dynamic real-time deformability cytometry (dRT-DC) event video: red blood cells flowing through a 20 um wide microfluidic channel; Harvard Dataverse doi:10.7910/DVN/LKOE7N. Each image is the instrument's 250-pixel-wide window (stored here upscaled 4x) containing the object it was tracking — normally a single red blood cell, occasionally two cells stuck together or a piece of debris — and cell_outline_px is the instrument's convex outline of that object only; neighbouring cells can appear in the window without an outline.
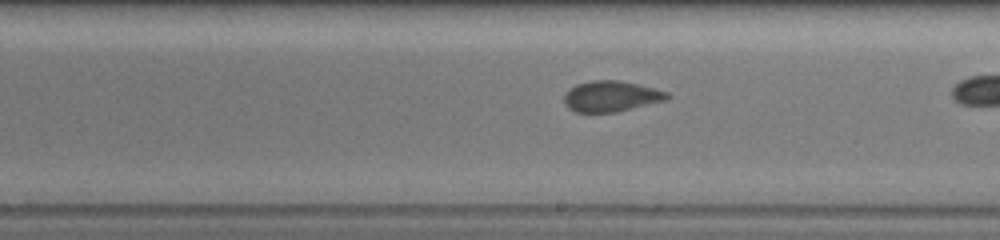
{"species": "common noctule bat (a hibernating species)", "species_latin": "Nyctalus noctula", "temperature_condition": "warm", "stored_images_in_passage": 21, "camera_frame_rate_fps": 3000, "um_per_image_px": 0.085, "animal": {"sex": "female", "body_mass_g": 19.5, "forearm_length_mm": 54.1}, "frame": {"image": 1, "passage_image": 12, "time_ms": 3.333, "image_size_px": [1000, 240], "cell_outline_px": [[668, 96], [664, 100], [616, 112], [576, 112], [568, 108], [564, 104], [564, 96], [576, 84], [592, 80], [620, 80], [668, 92]], "centroid_in_image_um": [51.9, 8.18], "position_along_channel_um": 237.1, "area_um2": 18.09}}
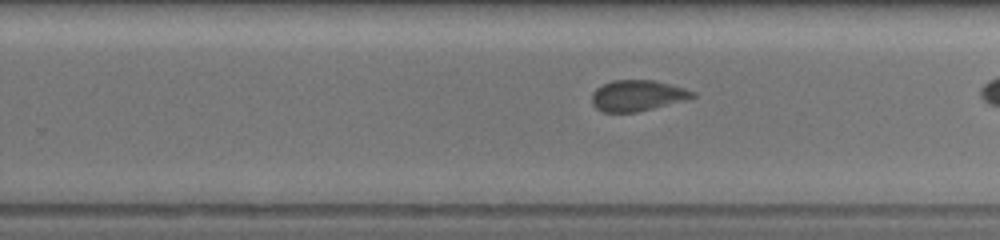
{"frame": {"image": 2, "passage_image": 15, "time_ms": 4.333, "image_size_px": [1000, 240], "cell_outline_px": [[696, 96], [652, 108], [636, 112], [604, 112], [596, 108], [592, 104], [592, 92], [596, 88], [612, 80], [652, 80], [684, 88], [696, 92]], "centroid_in_image_um": [54.12, 8.12], "position_along_channel_um": 275.7, "area_um2": 17.8}}